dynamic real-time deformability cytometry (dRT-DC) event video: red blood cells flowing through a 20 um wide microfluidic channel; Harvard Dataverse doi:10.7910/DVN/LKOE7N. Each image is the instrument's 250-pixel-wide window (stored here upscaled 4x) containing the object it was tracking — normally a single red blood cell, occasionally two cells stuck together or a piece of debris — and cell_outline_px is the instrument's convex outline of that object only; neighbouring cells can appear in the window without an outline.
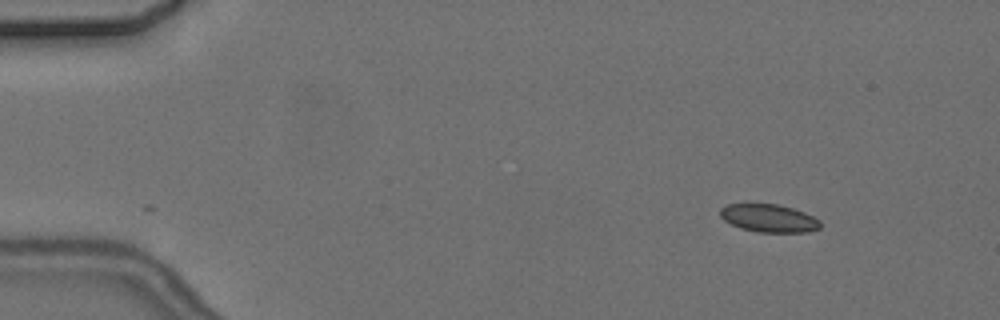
{"species": "common noctule bat (a hibernating species)", "species_latin": "Nyctalus noctula", "temperature_condition": "cold", "stored_images_in_passage": 3, "camera_frame_rate_fps": 3000, "um_per_image_px": 0.085, "animal": {"sex": "female", "body_mass_g": 24.6, "forearm_length_mm": 56.2}, "frame": {"image": 1, "passage_image": 1, "time_ms": 0.0, "image_size_px": [1000, 320], "cell_outline_px": [[820, 228], [808, 232], [756, 232], [740, 228], [724, 220], [720, 216], [720, 208], [728, 204], [744, 200], [780, 204], [804, 212], [820, 220]], "centroid_in_image_um": [65.29, 18.49], "position_along_channel_um": 19.7, "area_um2": 17.05}}